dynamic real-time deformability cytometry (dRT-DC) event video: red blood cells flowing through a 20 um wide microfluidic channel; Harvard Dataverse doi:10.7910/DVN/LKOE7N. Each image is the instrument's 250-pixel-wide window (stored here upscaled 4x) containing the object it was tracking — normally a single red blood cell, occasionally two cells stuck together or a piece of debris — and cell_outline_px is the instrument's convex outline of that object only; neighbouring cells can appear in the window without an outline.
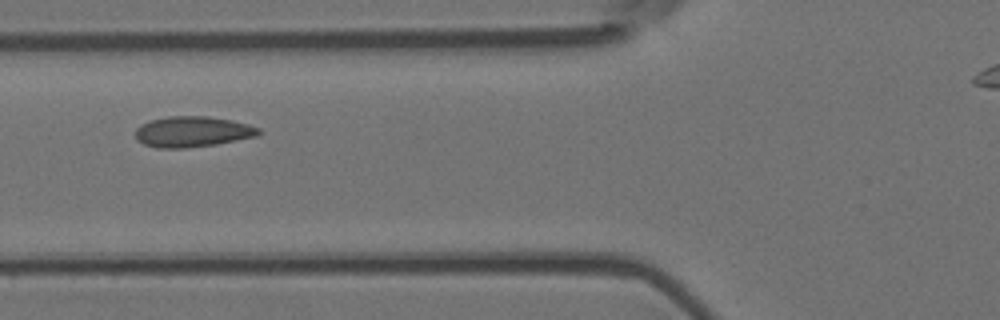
{"species": "Egyptian fruit bat (a non-hibernating species)", "species_latin": "Rousettus aegyptiacus", "temperature_condition": "room temperature", "stored_images_in_passage": 6, "camera_frame_rate_fps": 3000, "um_per_image_px": 0.085, "animal": {"sex": "female"}, "frame": {"image": 1, "passage_image": 3, "time_ms": 0.667, "image_size_px": [1000, 320], "cell_outline_px": [[260, 132], [256, 136], [216, 144], [188, 148], [156, 148], [144, 144], [136, 140], [136, 128], [140, 124], [152, 120], [168, 116], [208, 116], [232, 120], [248, 124], [260, 128]], "centroid_in_image_um": [16.34, 11.19], "position_along_channel_um": 109.5, "area_um2": 22.08}}
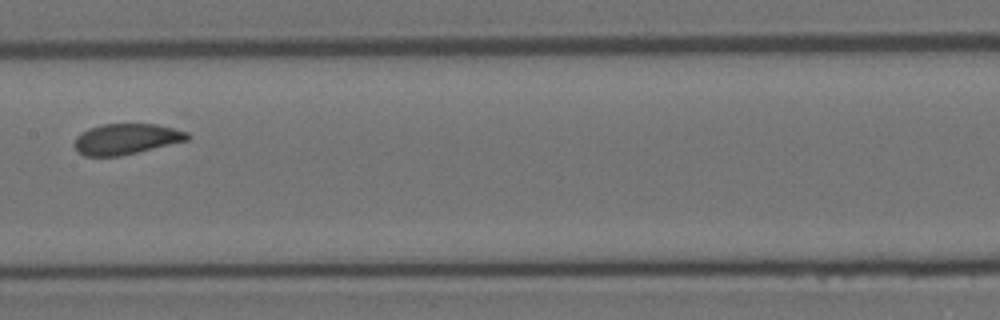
{"frame": {"image": 2, "passage_image": 5, "time_ms": 1.333, "image_size_px": [1000, 320], "cell_outline_px": [[192, 136], [188, 140], [120, 156], [84, 156], [76, 152], [72, 144], [76, 136], [80, 132], [88, 128], [104, 124], [156, 124], [188, 132]], "centroid_in_image_um": [10.67, 11.82], "position_along_channel_um": 196.7, "area_um2": 20.4}}
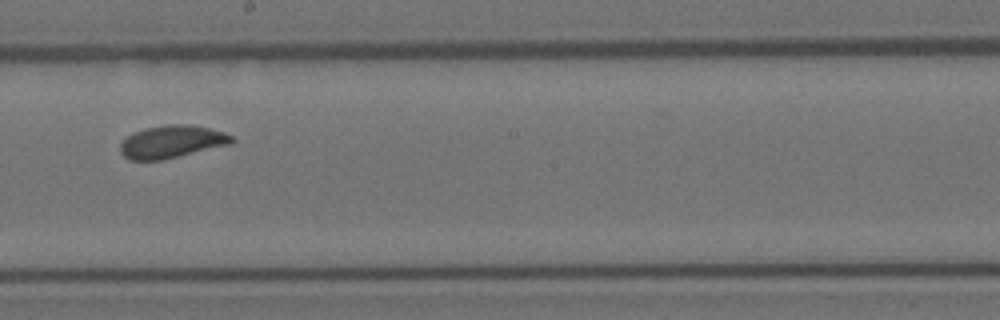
{"frame": {"image": 3, "passage_image": 6, "time_ms": 1.667, "image_size_px": [1000, 320], "cell_outline_px": [[236, 140], [232, 144], [164, 160], [128, 160], [120, 152], [120, 144], [132, 132], [144, 128], [168, 124], [188, 124], [208, 128], [224, 132], [232, 136]], "centroid_in_image_um": [14.61, 12.05], "position_along_channel_um": 233.6, "area_um2": 21.44}}